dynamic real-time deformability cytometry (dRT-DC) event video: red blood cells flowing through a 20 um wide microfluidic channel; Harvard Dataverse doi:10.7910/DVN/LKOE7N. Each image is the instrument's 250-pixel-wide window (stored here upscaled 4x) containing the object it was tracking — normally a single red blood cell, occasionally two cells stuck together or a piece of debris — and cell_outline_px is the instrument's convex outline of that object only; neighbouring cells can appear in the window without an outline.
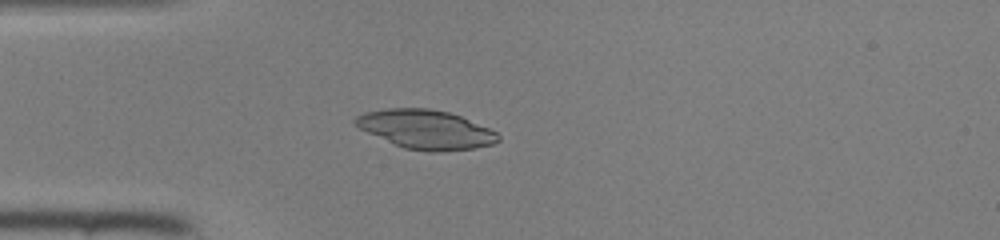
{"species": "common noctule bat (a hibernating species)", "species_latin": "Nyctalus noctula", "temperature_condition": "room temperature", "stored_images_in_passage": 41, "camera_frame_rate_fps": 3000, "um_per_image_px": 0.085, "animal": {"sex": "female", "body_mass_g": 22.0, "forearm_length_mm": 56.7}, "frame": {"image": 1, "passage_image": 7, "time_ms": 2.0, "image_size_px": [1000, 240], "cell_outline_px": [[500, 140], [492, 144], [476, 148], [440, 152], [432, 152], [404, 148], [368, 132], [360, 128], [352, 120], [356, 116], [364, 112], [388, 108], [428, 108], [448, 112], [460, 116], [488, 128], [496, 132], [500, 136]], "centroid_in_image_um": [36.2, 11.0], "position_along_channel_um": 48.8, "area_um2": 32.19}}